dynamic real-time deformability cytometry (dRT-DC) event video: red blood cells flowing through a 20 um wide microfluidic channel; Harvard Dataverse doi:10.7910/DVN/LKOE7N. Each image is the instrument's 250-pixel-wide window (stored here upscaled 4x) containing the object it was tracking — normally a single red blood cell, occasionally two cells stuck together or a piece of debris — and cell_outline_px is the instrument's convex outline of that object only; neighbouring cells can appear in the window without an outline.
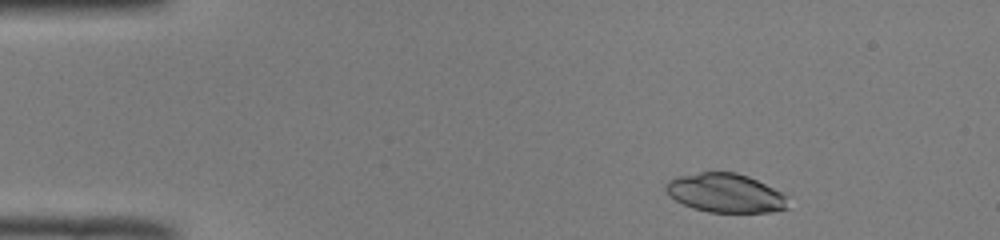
{"species": "common noctule bat (a hibernating species)", "species_latin": "Nyctalus noctula", "temperature_condition": "room temperature", "stored_images_in_passage": 45, "camera_frame_rate_fps": 3000, "um_per_image_px": 0.085, "animal": {"sex": "male", "body_mass_g": 19.0, "forearm_length_mm": 50.8}, "frame": {"image": 1, "passage_image": 1, "time_ms": 0.0, "image_size_px": [1000, 240], "cell_outline_px": [[788, 208], [768, 212], [708, 212], [692, 208], [676, 200], [664, 188], [668, 180], [676, 176], [700, 172], [736, 172], [748, 176], [788, 196]], "centroid_in_image_um": [61.65, 16.4], "position_along_channel_um": 23.3, "area_um2": 27.57}}
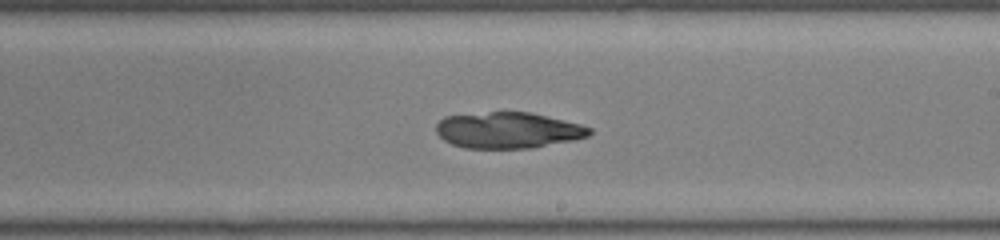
{"frame": {"image": 2, "passage_image": 24, "time_ms": 7.667, "image_size_px": [1000, 240], "cell_outline_px": [[592, 132], [588, 136], [572, 140], [532, 148], [464, 148], [452, 144], [444, 140], [436, 132], [436, 124], [444, 116], [488, 112], [532, 112], [580, 124], [592, 128]], "centroid_in_image_um": [43.17, 11.07], "position_along_channel_um": 245.8, "area_um2": 32.25}}
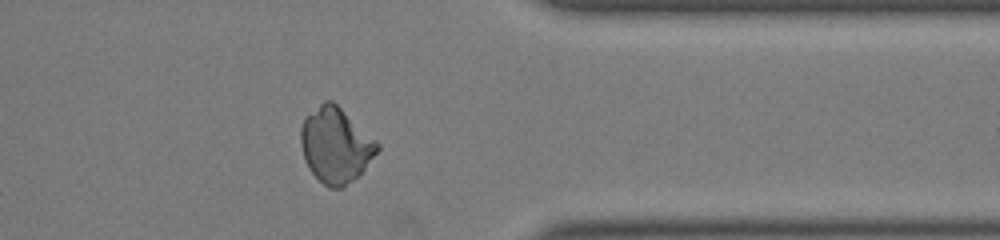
{"frame": {"image": 3, "passage_image": 35, "time_ms": 11.333, "image_size_px": [1000, 240], "cell_outline_px": [[380, 148], [364, 168], [344, 188], [328, 188], [308, 168], [304, 160], [300, 144], [300, 128], [304, 120], [324, 100], [332, 100], [376, 140], [380, 144]], "centroid_in_image_um": [28.51, 12.35], "position_along_channel_um": 382.9, "area_um2": 33.06}}